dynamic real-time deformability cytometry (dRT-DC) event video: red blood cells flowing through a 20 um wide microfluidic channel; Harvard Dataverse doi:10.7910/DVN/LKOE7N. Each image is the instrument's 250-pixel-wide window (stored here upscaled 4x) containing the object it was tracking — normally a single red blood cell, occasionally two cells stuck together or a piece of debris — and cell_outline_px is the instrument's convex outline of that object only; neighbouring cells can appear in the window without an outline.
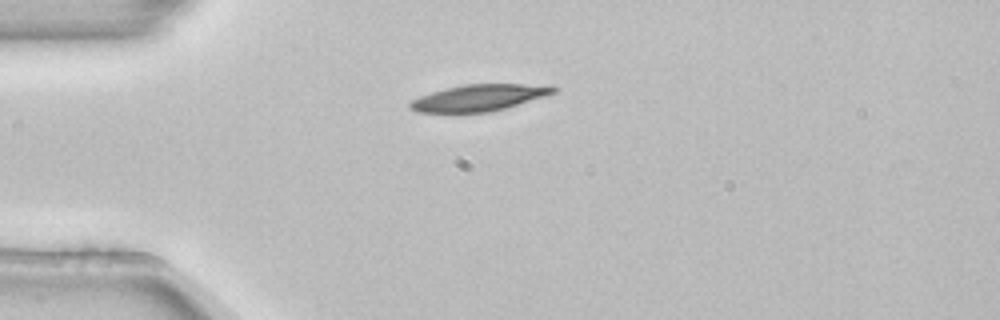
{"species": "common noctule bat (a hibernating species)", "species_latin": "Nyctalus noctula", "temperature_condition": "room temperature", "stored_images_in_passage": 1, "camera_frame_rate_fps": 3000, "um_per_image_px": 0.085, "animal": {"sex": "female", "body_mass_g": 22.7, "forearm_length_mm": 54.2}, "frame": {"image": 1, "passage_image": 1, "time_ms": 0.0, "image_size_px": [1000, 320], "cell_outline_px": [[560, 88], [556, 92], [548, 96], [504, 108], [488, 112], [416, 112], [408, 108], [408, 104], [412, 100], [420, 96], [444, 88], [464, 84], [552, 84]], "centroid_in_image_um": [40.8, 8.29], "position_along_channel_um": 44.2, "area_um2": 22.43}}